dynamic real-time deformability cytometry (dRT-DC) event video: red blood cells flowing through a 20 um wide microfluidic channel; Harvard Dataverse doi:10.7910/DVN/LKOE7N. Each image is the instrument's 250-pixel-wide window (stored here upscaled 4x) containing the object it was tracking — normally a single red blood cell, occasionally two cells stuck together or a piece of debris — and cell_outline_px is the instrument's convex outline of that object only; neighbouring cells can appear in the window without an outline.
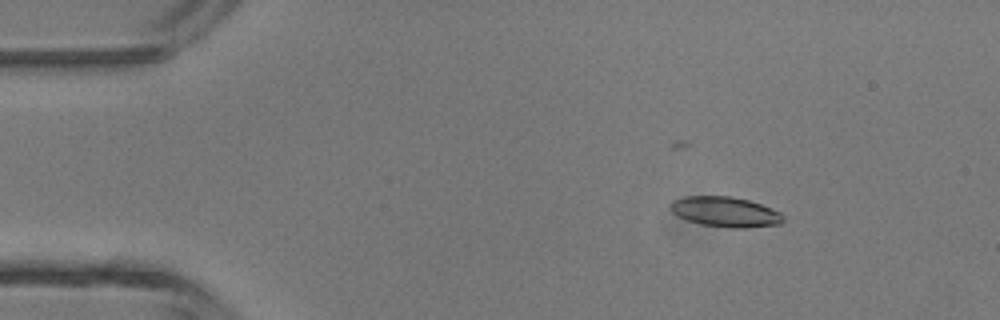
{"species": "common noctule bat (a hibernating species)", "species_latin": "Nyctalus noctula", "temperature_condition": "room temperature", "stored_images_in_passage": 39, "camera_frame_rate_fps": 3000, "um_per_image_px": 0.085, "animal": {"sex": "male", "body_mass_g": 13.3}, "frame": {"image": 1, "passage_image": 4, "time_ms": 1.0, "image_size_px": [1000, 320], "cell_outline_px": [[784, 220], [780, 224], [744, 228], [732, 228], [700, 224], [688, 220], [672, 212], [668, 208], [668, 204], [672, 200], [684, 196], [732, 196], [748, 200], [772, 208], [780, 212], [784, 216]], "centroid_in_image_um": [61.63, 18.0], "position_along_channel_um": 23.4, "area_um2": 19.94}}
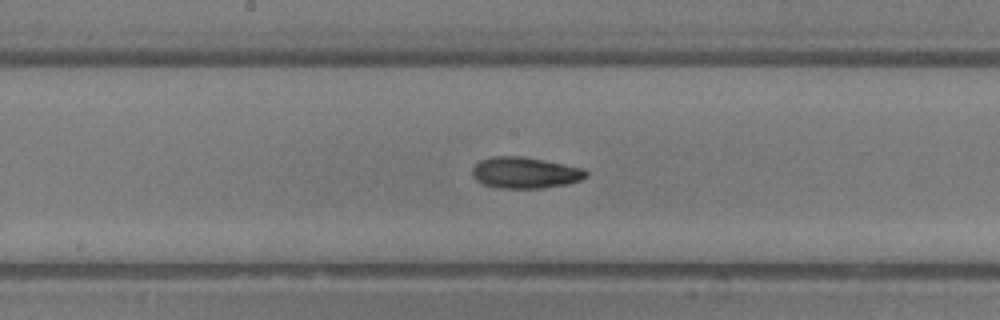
{"frame": {"image": 2, "passage_image": 21, "time_ms": 6.667, "image_size_px": [1000, 320], "cell_outline_px": [[588, 176], [580, 180], [564, 184], [544, 188], [496, 188], [484, 184], [476, 180], [472, 176], [472, 168], [480, 160], [492, 156], [524, 156], [584, 168], [588, 172]], "centroid_in_image_um": [44.62, 14.67], "position_along_channel_um": 203.6, "area_um2": 20.81}}
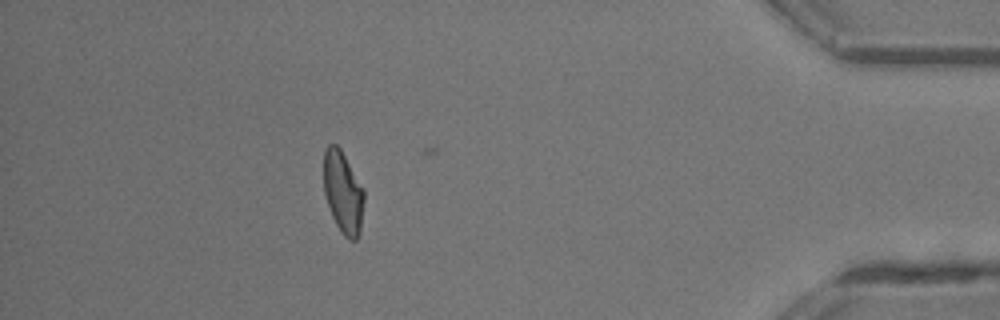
{"frame": {"image": 3, "passage_image": 38, "time_ms": 12.333, "image_size_px": [1000, 320], "cell_outline_px": [[364, 200], [360, 232], [356, 240], [348, 240], [344, 236], [336, 224], [332, 216], [324, 192], [324, 148], [328, 144], [336, 144], [340, 148], [364, 188]], "centroid_in_image_um": [29.16, 16.34], "position_along_channel_um": 406.0, "area_um2": 19.36}, "authors_computed_cell_mechanics": {"area_um2": 19.9988, "velocity_mm_per_s": 4.5095, "shape_relaxation_time_tau1_ms": 2.8591, "shape_relaxation_time_tau2_ms": 3.2596, "deformation_change_tau1": 0.1454, "deformation_change_tau2": 0.112}}